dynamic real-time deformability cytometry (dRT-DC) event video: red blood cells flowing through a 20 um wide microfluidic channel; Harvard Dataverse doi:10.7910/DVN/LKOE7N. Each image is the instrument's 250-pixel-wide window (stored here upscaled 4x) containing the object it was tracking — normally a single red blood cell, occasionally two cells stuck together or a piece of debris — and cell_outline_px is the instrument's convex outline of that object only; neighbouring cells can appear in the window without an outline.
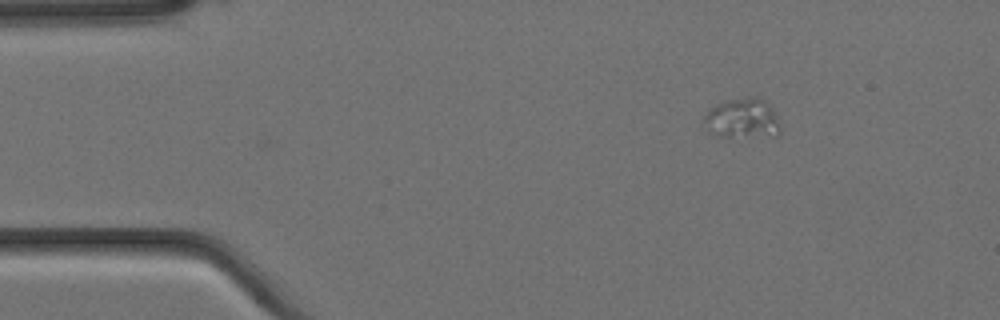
{"species": "Egyptian fruit bat (a non-hibernating species)", "species_latin": "Rousettus aegyptiacus", "temperature_condition": "cold", "stored_images_in_passage": 5, "camera_frame_rate_fps": 3000, "um_per_image_px": 0.085, "animal": {"sex": "female"}, "frame": {"image": 1, "passage_image": 1, "time_ms": 0.0, "image_size_px": [1000, 320], "cell_outline_px": [[780, 132], [776, 136], [720, 136], [708, 132], [704, 120], [704, 116], [716, 104], [724, 100], [748, 96], [756, 96], [764, 100], [768, 104], [780, 128]], "centroid_in_image_um": [63.07, 10.05], "position_along_channel_um": 21.9, "area_um2": 17.51}}
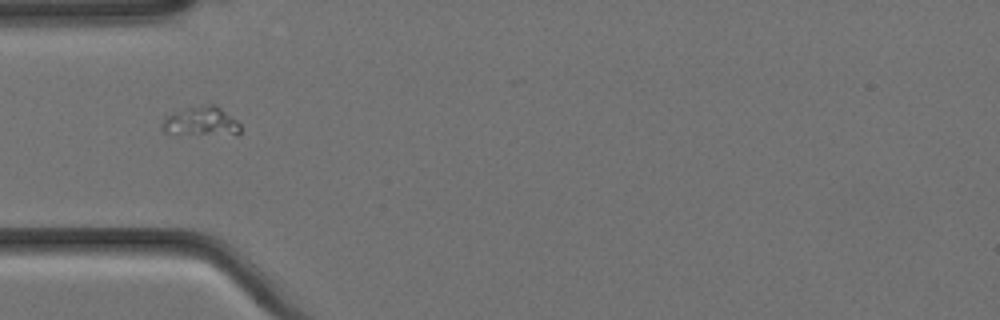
{"frame": {"image": 2, "passage_image": 4, "time_ms": 1.0, "image_size_px": [1000, 320], "cell_outline_px": [[240, 132], [236, 136], [164, 132], [160, 128], [160, 124], [164, 116], [172, 112], [188, 108], [208, 104], [216, 104], [236, 120], [240, 124]], "centroid_in_image_um": [17.1, 10.33], "position_along_channel_um": 67.9, "area_um2": 13.53}}
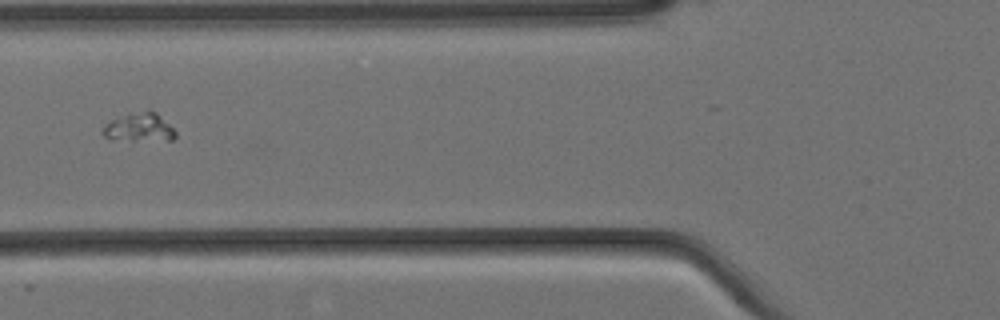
{"frame": {"image": 3, "passage_image": 5, "time_ms": 1.333, "image_size_px": [1000, 320], "cell_outline_px": [[176, 136], [172, 140], [112, 140], [104, 136], [100, 132], [104, 124], [128, 112], [156, 112], [176, 132]], "centroid_in_image_um": [11.77, 10.85], "position_along_channel_um": 114.0, "area_um2": 12.08}}